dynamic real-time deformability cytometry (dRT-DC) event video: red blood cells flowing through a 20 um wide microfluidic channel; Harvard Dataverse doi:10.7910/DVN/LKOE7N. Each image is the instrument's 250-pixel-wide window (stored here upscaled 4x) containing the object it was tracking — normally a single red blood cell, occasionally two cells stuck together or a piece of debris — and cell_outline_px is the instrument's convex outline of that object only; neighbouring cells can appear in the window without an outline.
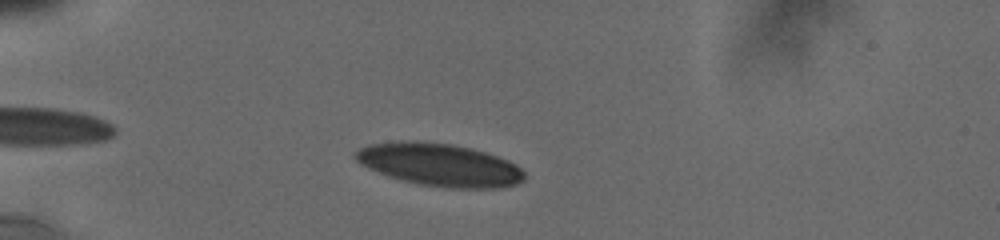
{"species": "human", "species_latin": "Homo sapiens", "temperature_condition": "cold", "stored_images_in_passage": 8, "camera_frame_rate_fps": 3000, "um_per_image_px": 0.085, "donor": {"sex": "male"}, "frame": {"image": 1, "passage_image": 3, "time_ms": 1.667, "image_size_px": [1000, 240], "cell_outline_px": [[524, 180], [516, 184], [500, 188], [448, 188], [416, 184], [388, 176], [368, 168], [360, 164], [352, 156], [352, 152], [368, 144], [400, 140], [416, 140], [452, 144], [472, 148], [508, 160], [516, 164], [524, 172]], "centroid_in_image_um": [37.31, 14.0], "position_along_channel_um": 47.7, "area_um2": 42.48}}
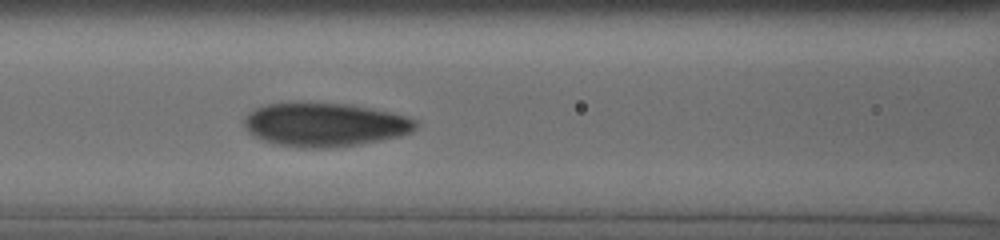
{"frame": {"image": 2, "passage_image": 8, "time_ms": 5.0, "image_size_px": [1000, 240], "cell_outline_px": [[416, 128], [412, 132], [400, 136], [360, 144], [328, 148], [300, 148], [276, 144], [264, 140], [248, 132], [244, 124], [244, 120], [248, 112], [256, 108], [268, 104], [348, 104], [388, 112], [404, 116], [416, 120]], "centroid_in_image_um": [27.6, 10.62], "position_along_channel_um": 139.0, "area_um2": 42.95}}